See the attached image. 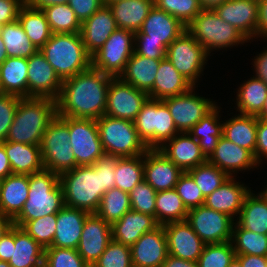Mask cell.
Instances as JSON below:
<instances>
[{"label": "cell", "instance_id": "cell-1", "mask_svg": "<svg viewBox=\"0 0 267 267\" xmlns=\"http://www.w3.org/2000/svg\"><path fill=\"white\" fill-rule=\"evenodd\" d=\"M116 156L104 155L93 165L77 166L59 175L64 204L96 213L102 196L115 187Z\"/></svg>", "mask_w": 267, "mask_h": 267}, {"label": "cell", "instance_id": "cell-2", "mask_svg": "<svg viewBox=\"0 0 267 267\" xmlns=\"http://www.w3.org/2000/svg\"><path fill=\"white\" fill-rule=\"evenodd\" d=\"M111 75L90 67L63 80L57 115L97 120L104 115Z\"/></svg>", "mask_w": 267, "mask_h": 267}, {"label": "cell", "instance_id": "cell-3", "mask_svg": "<svg viewBox=\"0 0 267 267\" xmlns=\"http://www.w3.org/2000/svg\"><path fill=\"white\" fill-rule=\"evenodd\" d=\"M56 116L54 99L21 98L5 141L40 145L44 132Z\"/></svg>", "mask_w": 267, "mask_h": 267}, {"label": "cell", "instance_id": "cell-4", "mask_svg": "<svg viewBox=\"0 0 267 267\" xmlns=\"http://www.w3.org/2000/svg\"><path fill=\"white\" fill-rule=\"evenodd\" d=\"M64 206L59 175L43 168L29 175L28 199L13 225L21 227L27 221L58 213Z\"/></svg>", "mask_w": 267, "mask_h": 267}, {"label": "cell", "instance_id": "cell-5", "mask_svg": "<svg viewBox=\"0 0 267 267\" xmlns=\"http://www.w3.org/2000/svg\"><path fill=\"white\" fill-rule=\"evenodd\" d=\"M40 52L62 81L91 67L80 33H52Z\"/></svg>", "mask_w": 267, "mask_h": 267}, {"label": "cell", "instance_id": "cell-6", "mask_svg": "<svg viewBox=\"0 0 267 267\" xmlns=\"http://www.w3.org/2000/svg\"><path fill=\"white\" fill-rule=\"evenodd\" d=\"M96 121L105 155L134 157L144 155L149 149L139 137L134 121L108 115Z\"/></svg>", "mask_w": 267, "mask_h": 267}, {"label": "cell", "instance_id": "cell-7", "mask_svg": "<svg viewBox=\"0 0 267 267\" xmlns=\"http://www.w3.org/2000/svg\"><path fill=\"white\" fill-rule=\"evenodd\" d=\"M186 29L209 55L214 50L249 42L236 27L224 22L214 10H202Z\"/></svg>", "mask_w": 267, "mask_h": 267}, {"label": "cell", "instance_id": "cell-8", "mask_svg": "<svg viewBox=\"0 0 267 267\" xmlns=\"http://www.w3.org/2000/svg\"><path fill=\"white\" fill-rule=\"evenodd\" d=\"M69 140L68 117L57 115L44 132L40 144L44 169L60 175L78 166Z\"/></svg>", "mask_w": 267, "mask_h": 267}, {"label": "cell", "instance_id": "cell-9", "mask_svg": "<svg viewBox=\"0 0 267 267\" xmlns=\"http://www.w3.org/2000/svg\"><path fill=\"white\" fill-rule=\"evenodd\" d=\"M134 124L139 137L149 149H158L180 133L162 100L148 98L137 114Z\"/></svg>", "mask_w": 267, "mask_h": 267}, {"label": "cell", "instance_id": "cell-10", "mask_svg": "<svg viewBox=\"0 0 267 267\" xmlns=\"http://www.w3.org/2000/svg\"><path fill=\"white\" fill-rule=\"evenodd\" d=\"M209 55L186 29L166 49V58L194 87L199 80Z\"/></svg>", "mask_w": 267, "mask_h": 267}, {"label": "cell", "instance_id": "cell-11", "mask_svg": "<svg viewBox=\"0 0 267 267\" xmlns=\"http://www.w3.org/2000/svg\"><path fill=\"white\" fill-rule=\"evenodd\" d=\"M133 45H135V33L118 28L91 56V67L112 77H119L134 53Z\"/></svg>", "mask_w": 267, "mask_h": 267}, {"label": "cell", "instance_id": "cell-12", "mask_svg": "<svg viewBox=\"0 0 267 267\" xmlns=\"http://www.w3.org/2000/svg\"><path fill=\"white\" fill-rule=\"evenodd\" d=\"M70 145L78 166L93 165L105 155L94 119L68 117Z\"/></svg>", "mask_w": 267, "mask_h": 267}, {"label": "cell", "instance_id": "cell-13", "mask_svg": "<svg viewBox=\"0 0 267 267\" xmlns=\"http://www.w3.org/2000/svg\"><path fill=\"white\" fill-rule=\"evenodd\" d=\"M186 221L205 244L231 241L235 220L220 211L202 205L188 210Z\"/></svg>", "mask_w": 267, "mask_h": 267}, {"label": "cell", "instance_id": "cell-14", "mask_svg": "<svg viewBox=\"0 0 267 267\" xmlns=\"http://www.w3.org/2000/svg\"><path fill=\"white\" fill-rule=\"evenodd\" d=\"M195 88L192 87L184 94L162 100L167 105L179 132H188L217 105L215 101L195 94Z\"/></svg>", "mask_w": 267, "mask_h": 267}, {"label": "cell", "instance_id": "cell-15", "mask_svg": "<svg viewBox=\"0 0 267 267\" xmlns=\"http://www.w3.org/2000/svg\"><path fill=\"white\" fill-rule=\"evenodd\" d=\"M148 98L146 92L125 83L120 77H113L108 88L104 115L134 121Z\"/></svg>", "mask_w": 267, "mask_h": 267}, {"label": "cell", "instance_id": "cell-16", "mask_svg": "<svg viewBox=\"0 0 267 267\" xmlns=\"http://www.w3.org/2000/svg\"><path fill=\"white\" fill-rule=\"evenodd\" d=\"M27 60L28 98H50L56 101L63 81L56 74L54 68L40 50Z\"/></svg>", "mask_w": 267, "mask_h": 267}, {"label": "cell", "instance_id": "cell-17", "mask_svg": "<svg viewBox=\"0 0 267 267\" xmlns=\"http://www.w3.org/2000/svg\"><path fill=\"white\" fill-rule=\"evenodd\" d=\"M214 11L224 22L236 27L249 41L258 38L259 0H227Z\"/></svg>", "mask_w": 267, "mask_h": 267}, {"label": "cell", "instance_id": "cell-18", "mask_svg": "<svg viewBox=\"0 0 267 267\" xmlns=\"http://www.w3.org/2000/svg\"><path fill=\"white\" fill-rule=\"evenodd\" d=\"M111 240V225L96 213H90L85 219L77 252L92 267Z\"/></svg>", "mask_w": 267, "mask_h": 267}, {"label": "cell", "instance_id": "cell-19", "mask_svg": "<svg viewBox=\"0 0 267 267\" xmlns=\"http://www.w3.org/2000/svg\"><path fill=\"white\" fill-rule=\"evenodd\" d=\"M185 30L186 26L178 19L154 5L141 29L135 33V41L158 42L167 48Z\"/></svg>", "mask_w": 267, "mask_h": 267}, {"label": "cell", "instance_id": "cell-20", "mask_svg": "<svg viewBox=\"0 0 267 267\" xmlns=\"http://www.w3.org/2000/svg\"><path fill=\"white\" fill-rule=\"evenodd\" d=\"M168 254L176 258L197 262L205 243L186 220L163 225Z\"/></svg>", "mask_w": 267, "mask_h": 267}, {"label": "cell", "instance_id": "cell-21", "mask_svg": "<svg viewBox=\"0 0 267 267\" xmlns=\"http://www.w3.org/2000/svg\"><path fill=\"white\" fill-rule=\"evenodd\" d=\"M130 249L133 267H161L168 255L163 225L144 233Z\"/></svg>", "mask_w": 267, "mask_h": 267}, {"label": "cell", "instance_id": "cell-22", "mask_svg": "<svg viewBox=\"0 0 267 267\" xmlns=\"http://www.w3.org/2000/svg\"><path fill=\"white\" fill-rule=\"evenodd\" d=\"M184 172L159 149H148L144 154V180L157 192L175 188Z\"/></svg>", "mask_w": 267, "mask_h": 267}, {"label": "cell", "instance_id": "cell-23", "mask_svg": "<svg viewBox=\"0 0 267 267\" xmlns=\"http://www.w3.org/2000/svg\"><path fill=\"white\" fill-rule=\"evenodd\" d=\"M207 161L220 170L225 172L229 177L235 176L237 171L250 170L260 166L254 158V155L246 148L229 141L221 136L217 146Z\"/></svg>", "mask_w": 267, "mask_h": 267}, {"label": "cell", "instance_id": "cell-24", "mask_svg": "<svg viewBox=\"0 0 267 267\" xmlns=\"http://www.w3.org/2000/svg\"><path fill=\"white\" fill-rule=\"evenodd\" d=\"M183 172L207 161L202 154L199 142L188 132H180L158 148Z\"/></svg>", "mask_w": 267, "mask_h": 267}, {"label": "cell", "instance_id": "cell-25", "mask_svg": "<svg viewBox=\"0 0 267 267\" xmlns=\"http://www.w3.org/2000/svg\"><path fill=\"white\" fill-rule=\"evenodd\" d=\"M118 29L108 5H103L91 17L81 23L80 35L87 53L92 56Z\"/></svg>", "mask_w": 267, "mask_h": 267}, {"label": "cell", "instance_id": "cell-26", "mask_svg": "<svg viewBox=\"0 0 267 267\" xmlns=\"http://www.w3.org/2000/svg\"><path fill=\"white\" fill-rule=\"evenodd\" d=\"M235 179L229 177L218 189L205 197L204 202L206 207L220 211L233 220L235 216H239L245 196L250 192L248 186Z\"/></svg>", "mask_w": 267, "mask_h": 267}, {"label": "cell", "instance_id": "cell-27", "mask_svg": "<svg viewBox=\"0 0 267 267\" xmlns=\"http://www.w3.org/2000/svg\"><path fill=\"white\" fill-rule=\"evenodd\" d=\"M85 210L64 206L57 213L56 231L51 247L77 249L86 217Z\"/></svg>", "mask_w": 267, "mask_h": 267}, {"label": "cell", "instance_id": "cell-28", "mask_svg": "<svg viewBox=\"0 0 267 267\" xmlns=\"http://www.w3.org/2000/svg\"><path fill=\"white\" fill-rule=\"evenodd\" d=\"M158 226L154 216L129 210L111 226L112 239L131 247L144 233Z\"/></svg>", "mask_w": 267, "mask_h": 267}, {"label": "cell", "instance_id": "cell-29", "mask_svg": "<svg viewBox=\"0 0 267 267\" xmlns=\"http://www.w3.org/2000/svg\"><path fill=\"white\" fill-rule=\"evenodd\" d=\"M29 175L11 174L0 185V213L12 220L21 212L28 199Z\"/></svg>", "mask_w": 267, "mask_h": 267}, {"label": "cell", "instance_id": "cell-30", "mask_svg": "<svg viewBox=\"0 0 267 267\" xmlns=\"http://www.w3.org/2000/svg\"><path fill=\"white\" fill-rule=\"evenodd\" d=\"M161 59H150L135 52L129 58L124 72L119 76L138 90L146 92L152 99V87Z\"/></svg>", "mask_w": 267, "mask_h": 267}, {"label": "cell", "instance_id": "cell-31", "mask_svg": "<svg viewBox=\"0 0 267 267\" xmlns=\"http://www.w3.org/2000/svg\"><path fill=\"white\" fill-rule=\"evenodd\" d=\"M108 6L118 28L137 33L153 8L154 0H117Z\"/></svg>", "mask_w": 267, "mask_h": 267}, {"label": "cell", "instance_id": "cell-32", "mask_svg": "<svg viewBox=\"0 0 267 267\" xmlns=\"http://www.w3.org/2000/svg\"><path fill=\"white\" fill-rule=\"evenodd\" d=\"M45 249L22 228L13 225L11 267H44Z\"/></svg>", "mask_w": 267, "mask_h": 267}, {"label": "cell", "instance_id": "cell-33", "mask_svg": "<svg viewBox=\"0 0 267 267\" xmlns=\"http://www.w3.org/2000/svg\"><path fill=\"white\" fill-rule=\"evenodd\" d=\"M192 87L194 86L174 68L166 57L161 59L152 87V99L164 100L181 95Z\"/></svg>", "mask_w": 267, "mask_h": 267}, {"label": "cell", "instance_id": "cell-34", "mask_svg": "<svg viewBox=\"0 0 267 267\" xmlns=\"http://www.w3.org/2000/svg\"><path fill=\"white\" fill-rule=\"evenodd\" d=\"M8 156L13 174L31 175L43 167L40 145L4 141L1 143Z\"/></svg>", "mask_w": 267, "mask_h": 267}, {"label": "cell", "instance_id": "cell-35", "mask_svg": "<svg viewBox=\"0 0 267 267\" xmlns=\"http://www.w3.org/2000/svg\"><path fill=\"white\" fill-rule=\"evenodd\" d=\"M27 70V58L8 57L0 65V83L3 93L28 98Z\"/></svg>", "mask_w": 267, "mask_h": 267}, {"label": "cell", "instance_id": "cell-36", "mask_svg": "<svg viewBox=\"0 0 267 267\" xmlns=\"http://www.w3.org/2000/svg\"><path fill=\"white\" fill-rule=\"evenodd\" d=\"M236 219L241 228L267 234V196L262 191L255 195L250 190Z\"/></svg>", "mask_w": 267, "mask_h": 267}, {"label": "cell", "instance_id": "cell-37", "mask_svg": "<svg viewBox=\"0 0 267 267\" xmlns=\"http://www.w3.org/2000/svg\"><path fill=\"white\" fill-rule=\"evenodd\" d=\"M216 105L198 123H196L188 133L195 138L200 145L202 154L208 159L214 152L223 132V121H220L221 110ZM220 121V122H219Z\"/></svg>", "mask_w": 267, "mask_h": 267}, {"label": "cell", "instance_id": "cell-38", "mask_svg": "<svg viewBox=\"0 0 267 267\" xmlns=\"http://www.w3.org/2000/svg\"><path fill=\"white\" fill-rule=\"evenodd\" d=\"M257 134V117L250 115H233L223 122L222 136L249 150L255 158Z\"/></svg>", "mask_w": 267, "mask_h": 267}, {"label": "cell", "instance_id": "cell-39", "mask_svg": "<svg viewBox=\"0 0 267 267\" xmlns=\"http://www.w3.org/2000/svg\"><path fill=\"white\" fill-rule=\"evenodd\" d=\"M18 21L31 43L40 50L50 39V30L45 13L25 3L19 10Z\"/></svg>", "mask_w": 267, "mask_h": 267}, {"label": "cell", "instance_id": "cell-40", "mask_svg": "<svg viewBox=\"0 0 267 267\" xmlns=\"http://www.w3.org/2000/svg\"><path fill=\"white\" fill-rule=\"evenodd\" d=\"M237 91L236 109L239 114L257 117L264 107L267 85L253 75L249 80L243 81Z\"/></svg>", "mask_w": 267, "mask_h": 267}, {"label": "cell", "instance_id": "cell-41", "mask_svg": "<svg viewBox=\"0 0 267 267\" xmlns=\"http://www.w3.org/2000/svg\"><path fill=\"white\" fill-rule=\"evenodd\" d=\"M187 214L188 210L175 189L157 192L155 219L159 225L186 220Z\"/></svg>", "mask_w": 267, "mask_h": 267}, {"label": "cell", "instance_id": "cell-42", "mask_svg": "<svg viewBox=\"0 0 267 267\" xmlns=\"http://www.w3.org/2000/svg\"><path fill=\"white\" fill-rule=\"evenodd\" d=\"M114 178L115 187L129 193L144 180V155L117 157Z\"/></svg>", "mask_w": 267, "mask_h": 267}, {"label": "cell", "instance_id": "cell-43", "mask_svg": "<svg viewBox=\"0 0 267 267\" xmlns=\"http://www.w3.org/2000/svg\"><path fill=\"white\" fill-rule=\"evenodd\" d=\"M1 38L8 57L29 58L38 51L27 37L18 20L2 26Z\"/></svg>", "mask_w": 267, "mask_h": 267}, {"label": "cell", "instance_id": "cell-44", "mask_svg": "<svg viewBox=\"0 0 267 267\" xmlns=\"http://www.w3.org/2000/svg\"><path fill=\"white\" fill-rule=\"evenodd\" d=\"M231 243L235 255L267 256V234L241 228L236 222L232 228Z\"/></svg>", "mask_w": 267, "mask_h": 267}, {"label": "cell", "instance_id": "cell-45", "mask_svg": "<svg viewBox=\"0 0 267 267\" xmlns=\"http://www.w3.org/2000/svg\"><path fill=\"white\" fill-rule=\"evenodd\" d=\"M129 210V193L114 187L104 193L96 214L112 226Z\"/></svg>", "mask_w": 267, "mask_h": 267}, {"label": "cell", "instance_id": "cell-46", "mask_svg": "<svg viewBox=\"0 0 267 267\" xmlns=\"http://www.w3.org/2000/svg\"><path fill=\"white\" fill-rule=\"evenodd\" d=\"M52 33H80L81 23L69 4H55L42 9Z\"/></svg>", "mask_w": 267, "mask_h": 267}, {"label": "cell", "instance_id": "cell-47", "mask_svg": "<svg viewBox=\"0 0 267 267\" xmlns=\"http://www.w3.org/2000/svg\"><path fill=\"white\" fill-rule=\"evenodd\" d=\"M187 173L194 179L197 186L202 190L204 197L218 189L229 176L217 166L206 161L190 169Z\"/></svg>", "mask_w": 267, "mask_h": 267}, {"label": "cell", "instance_id": "cell-48", "mask_svg": "<svg viewBox=\"0 0 267 267\" xmlns=\"http://www.w3.org/2000/svg\"><path fill=\"white\" fill-rule=\"evenodd\" d=\"M235 256L231 241L205 244L197 265L198 267H229Z\"/></svg>", "mask_w": 267, "mask_h": 267}, {"label": "cell", "instance_id": "cell-49", "mask_svg": "<svg viewBox=\"0 0 267 267\" xmlns=\"http://www.w3.org/2000/svg\"><path fill=\"white\" fill-rule=\"evenodd\" d=\"M57 213L25 222L22 228L44 249L51 247L56 231Z\"/></svg>", "mask_w": 267, "mask_h": 267}, {"label": "cell", "instance_id": "cell-50", "mask_svg": "<svg viewBox=\"0 0 267 267\" xmlns=\"http://www.w3.org/2000/svg\"><path fill=\"white\" fill-rule=\"evenodd\" d=\"M154 5L186 27L203 10L199 0H154Z\"/></svg>", "mask_w": 267, "mask_h": 267}, {"label": "cell", "instance_id": "cell-51", "mask_svg": "<svg viewBox=\"0 0 267 267\" xmlns=\"http://www.w3.org/2000/svg\"><path fill=\"white\" fill-rule=\"evenodd\" d=\"M157 191L142 180L129 192L131 210L155 217Z\"/></svg>", "mask_w": 267, "mask_h": 267}, {"label": "cell", "instance_id": "cell-52", "mask_svg": "<svg viewBox=\"0 0 267 267\" xmlns=\"http://www.w3.org/2000/svg\"><path fill=\"white\" fill-rule=\"evenodd\" d=\"M92 267H133L131 249L112 239Z\"/></svg>", "mask_w": 267, "mask_h": 267}, {"label": "cell", "instance_id": "cell-53", "mask_svg": "<svg viewBox=\"0 0 267 267\" xmlns=\"http://www.w3.org/2000/svg\"><path fill=\"white\" fill-rule=\"evenodd\" d=\"M44 267H90L77 249L48 247L45 249Z\"/></svg>", "mask_w": 267, "mask_h": 267}, {"label": "cell", "instance_id": "cell-54", "mask_svg": "<svg viewBox=\"0 0 267 267\" xmlns=\"http://www.w3.org/2000/svg\"><path fill=\"white\" fill-rule=\"evenodd\" d=\"M174 189L187 210L204 205L205 197L202 194V190L187 172H184L179 177Z\"/></svg>", "mask_w": 267, "mask_h": 267}, {"label": "cell", "instance_id": "cell-55", "mask_svg": "<svg viewBox=\"0 0 267 267\" xmlns=\"http://www.w3.org/2000/svg\"><path fill=\"white\" fill-rule=\"evenodd\" d=\"M20 99L15 95L5 93L0 95V143L6 140Z\"/></svg>", "mask_w": 267, "mask_h": 267}, {"label": "cell", "instance_id": "cell-56", "mask_svg": "<svg viewBox=\"0 0 267 267\" xmlns=\"http://www.w3.org/2000/svg\"><path fill=\"white\" fill-rule=\"evenodd\" d=\"M68 4L80 23H83L103 6L101 0H69Z\"/></svg>", "mask_w": 267, "mask_h": 267}, {"label": "cell", "instance_id": "cell-57", "mask_svg": "<svg viewBox=\"0 0 267 267\" xmlns=\"http://www.w3.org/2000/svg\"><path fill=\"white\" fill-rule=\"evenodd\" d=\"M166 47L153 41H135L134 52L150 59H163L166 57Z\"/></svg>", "mask_w": 267, "mask_h": 267}, {"label": "cell", "instance_id": "cell-58", "mask_svg": "<svg viewBox=\"0 0 267 267\" xmlns=\"http://www.w3.org/2000/svg\"><path fill=\"white\" fill-rule=\"evenodd\" d=\"M25 3V0H0V25L17 21L19 10Z\"/></svg>", "mask_w": 267, "mask_h": 267}, {"label": "cell", "instance_id": "cell-59", "mask_svg": "<svg viewBox=\"0 0 267 267\" xmlns=\"http://www.w3.org/2000/svg\"><path fill=\"white\" fill-rule=\"evenodd\" d=\"M261 158L267 160V120L257 117L255 161L259 165L263 160Z\"/></svg>", "mask_w": 267, "mask_h": 267}, {"label": "cell", "instance_id": "cell-60", "mask_svg": "<svg viewBox=\"0 0 267 267\" xmlns=\"http://www.w3.org/2000/svg\"><path fill=\"white\" fill-rule=\"evenodd\" d=\"M13 251V225L5 232L0 239V260L8 262Z\"/></svg>", "mask_w": 267, "mask_h": 267}, {"label": "cell", "instance_id": "cell-61", "mask_svg": "<svg viewBox=\"0 0 267 267\" xmlns=\"http://www.w3.org/2000/svg\"><path fill=\"white\" fill-rule=\"evenodd\" d=\"M252 61L254 64L255 76L257 79L262 80L267 85V49H264L262 53L257 54Z\"/></svg>", "mask_w": 267, "mask_h": 267}, {"label": "cell", "instance_id": "cell-62", "mask_svg": "<svg viewBox=\"0 0 267 267\" xmlns=\"http://www.w3.org/2000/svg\"><path fill=\"white\" fill-rule=\"evenodd\" d=\"M242 267H267V256L236 255Z\"/></svg>", "mask_w": 267, "mask_h": 267}, {"label": "cell", "instance_id": "cell-63", "mask_svg": "<svg viewBox=\"0 0 267 267\" xmlns=\"http://www.w3.org/2000/svg\"><path fill=\"white\" fill-rule=\"evenodd\" d=\"M262 36L267 40V0H259L258 38Z\"/></svg>", "mask_w": 267, "mask_h": 267}, {"label": "cell", "instance_id": "cell-64", "mask_svg": "<svg viewBox=\"0 0 267 267\" xmlns=\"http://www.w3.org/2000/svg\"><path fill=\"white\" fill-rule=\"evenodd\" d=\"M161 267H198V265L197 262L176 258L168 254Z\"/></svg>", "mask_w": 267, "mask_h": 267}, {"label": "cell", "instance_id": "cell-65", "mask_svg": "<svg viewBox=\"0 0 267 267\" xmlns=\"http://www.w3.org/2000/svg\"><path fill=\"white\" fill-rule=\"evenodd\" d=\"M12 174V169L8 161V156L4 146L0 143V178L4 179Z\"/></svg>", "mask_w": 267, "mask_h": 267}, {"label": "cell", "instance_id": "cell-66", "mask_svg": "<svg viewBox=\"0 0 267 267\" xmlns=\"http://www.w3.org/2000/svg\"><path fill=\"white\" fill-rule=\"evenodd\" d=\"M26 3L35 9L42 10L43 8L55 4H68L69 0H25Z\"/></svg>", "mask_w": 267, "mask_h": 267}, {"label": "cell", "instance_id": "cell-67", "mask_svg": "<svg viewBox=\"0 0 267 267\" xmlns=\"http://www.w3.org/2000/svg\"><path fill=\"white\" fill-rule=\"evenodd\" d=\"M227 0H199L200 6L203 10H214Z\"/></svg>", "mask_w": 267, "mask_h": 267}, {"label": "cell", "instance_id": "cell-68", "mask_svg": "<svg viewBox=\"0 0 267 267\" xmlns=\"http://www.w3.org/2000/svg\"><path fill=\"white\" fill-rule=\"evenodd\" d=\"M12 225H13V220L0 213V239Z\"/></svg>", "mask_w": 267, "mask_h": 267}, {"label": "cell", "instance_id": "cell-69", "mask_svg": "<svg viewBox=\"0 0 267 267\" xmlns=\"http://www.w3.org/2000/svg\"><path fill=\"white\" fill-rule=\"evenodd\" d=\"M8 58L6 47L0 37V65Z\"/></svg>", "mask_w": 267, "mask_h": 267}, {"label": "cell", "instance_id": "cell-70", "mask_svg": "<svg viewBox=\"0 0 267 267\" xmlns=\"http://www.w3.org/2000/svg\"><path fill=\"white\" fill-rule=\"evenodd\" d=\"M257 117L260 119L267 120V97L265 99L264 107H263L261 113Z\"/></svg>", "mask_w": 267, "mask_h": 267}, {"label": "cell", "instance_id": "cell-71", "mask_svg": "<svg viewBox=\"0 0 267 267\" xmlns=\"http://www.w3.org/2000/svg\"><path fill=\"white\" fill-rule=\"evenodd\" d=\"M229 267H242V265L236 258H234Z\"/></svg>", "mask_w": 267, "mask_h": 267}, {"label": "cell", "instance_id": "cell-72", "mask_svg": "<svg viewBox=\"0 0 267 267\" xmlns=\"http://www.w3.org/2000/svg\"><path fill=\"white\" fill-rule=\"evenodd\" d=\"M0 267H11V265L6 261H1L0 260Z\"/></svg>", "mask_w": 267, "mask_h": 267}, {"label": "cell", "instance_id": "cell-73", "mask_svg": "<svg viewBox=\"0 0 267 267\" xmlns=\"http://www.w3.org/2000/svg\"><path fill=\"white\" fill-rule=\"evenodd\" d=\"M101 1H102L103 5H109V4H111L112 2H115V1H117V0H101Z\"/></svg>", "mask_w": 267, "mask_h": 267}, {"label": "cell", "instance_id": "cell-74", "mask_svg": "<svg viewBox=\"0 0 267 267\" xmlns=\"http://www.w3.org/2000/svg\"><path fill=\"white\" fill-rule=\"evenodd\" d=\"M262 192L267 196V185H266V187L263 189Z\"/></svg>", "mask_w": 267, "mask_h": 267}, {"label": "cell", "instance_id": "cell-75", "mask_svg": "<svg viewBox=\"0 0 267 267\" xmlns=\"http://www.w3.org/2000/svg\"><path fill=\"white\" fill-rule=\"evenodd\" d=\"M3 94V90H2V87H1V83H0V95Z\"/></svg>", "mask_w": 267, "mask_h": 267}, {"label": "cell", "instance_id": "cell-76", "mask_svg": "<svg viewBox=\"0 0 267 267\" xmlns=\"http://www.w3.org/2000/svg\"><path fill=\"white\" fill-rule=\"evenodd\" d=\"M1 29H2V25H0V37H1Z\"/></svg>", "mask_w": 267, "mask_h": 267}]
</instances>
